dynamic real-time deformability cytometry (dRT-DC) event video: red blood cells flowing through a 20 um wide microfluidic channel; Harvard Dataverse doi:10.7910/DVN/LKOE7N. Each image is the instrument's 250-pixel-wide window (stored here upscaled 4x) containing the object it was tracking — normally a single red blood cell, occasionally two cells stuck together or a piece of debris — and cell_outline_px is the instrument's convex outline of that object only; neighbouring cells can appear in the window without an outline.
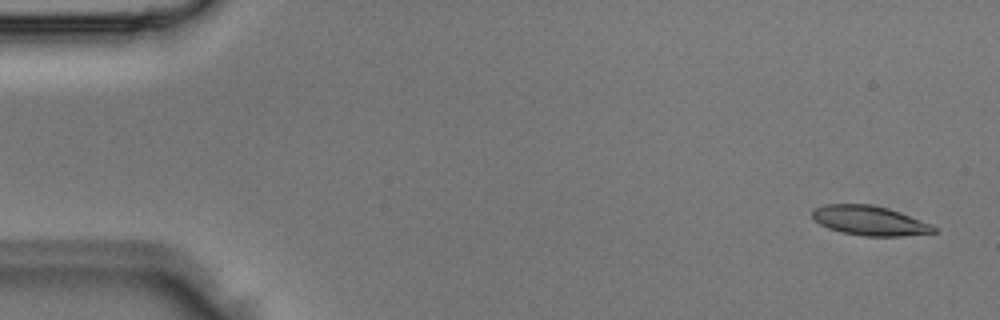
{"species": "Egyptian fruit bat (a non-hibernating species)", "species_latin": "Rousettus aegyptiacus", "temperature_condition": "room temperature", "stored_images_in_passage": 3, "camera_frame_rate_fps": 3000, "um_per_image_px": 0.085, "animal": {"sex": "male"}, "frame": {"image": 1, "passage_image": 1, "time_ms": 0.0, "image_size_px": [1000, 320], "cell_outline_px": [[936, 232], [900, 236], [864, 236], [840, 232], [828, 228], [820, 224], [812, 216], [812, 212], [816, 208], [824, 204], [868, 204], [888, 208], [900, 212], [932, 224], [936, 228]], "centroid_in_image_um": [73.92, 18.75], "position_along_channel_um": 11.1, "area_um2": 20.81}}